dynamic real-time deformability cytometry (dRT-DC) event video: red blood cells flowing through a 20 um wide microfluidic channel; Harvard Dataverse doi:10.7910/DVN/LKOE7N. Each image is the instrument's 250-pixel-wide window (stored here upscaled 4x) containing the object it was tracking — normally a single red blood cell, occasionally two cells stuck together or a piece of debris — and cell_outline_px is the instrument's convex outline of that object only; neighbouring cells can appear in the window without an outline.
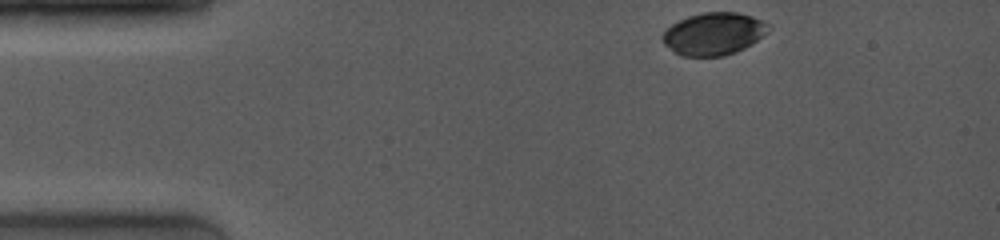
{"species": "common noctule bat (a hibernating species)", "species_latin": "Nyctalus noctula", "temperature_condition": "room temperature", "stored_images_in_passage": 49, "camera_frame_rate_fps": 4000, "um_per_image_px": 0.085, "animal": {"sex": "female", "body_mass_g": 19.0, "forearm_length_mm": 53.3}, "frame": {"image": 1, "passage_image": 1, "time_ms": 0.0, "image_size_px": [1000, 240], "cell_outline_px": [[772, 28], [768, 32], [752, 44], [736, 52], [724, 56], [680, 56], [664, 44], [660, 40], [660, 36], [672, 24], [688, 16], [704, 12], [736, 12], [752, 16], [764, 20], [772, 24]], "centroid_in_image_um": [60.7, 2.87], "position_along_channel_um": 24.3, "area_um2": 26.53}}
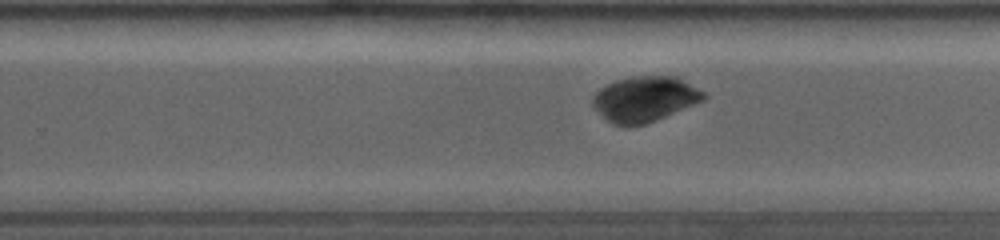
{"frame": {"image": 2, "passage_image": 33, "time_ms": 8.0, "image_size_px": [1000, 240], "cell_outline_px": [[708, 96], [704, 100], [656, 120], [644, 124], [612, 124], [592, 104], [592, 96], [600, 88], [616, 80], [632, 76], [676, 76], [704, 92]], "centroid_in_image_um": [54.82, 8.39], "position_along_channel_um": 275.0, "area_um2": 28.78}}
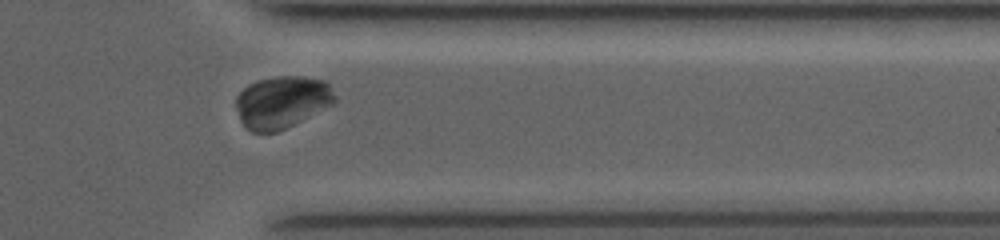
{"frame": {"image": 3, "passage_image": 44, "time_ms": 10.75, "image_size_px": [1000, 240], "cell_outline_px": [[336, 100], [332, 104], [276, 132], [252, 132], [240, 120], [236, 108], [236, 96], [248, 84], [256, 80], [276, 76], [304, 76], [324, 80], [328, 84], [336, 96]], "centroid_in_image_um": [23.94, 8.64], "position_along_channel_um": 387.5, "area_um2": 29.77}, "authors_computed_cell_mechanics": {"area_um2": 29.767, "velocity_mm_per_s": 4.0448, "shape_relaxation_time_tau1_ms": 7.6795, "shape_relaxation_time_tau2_ms": 1.0434, "deformation_change_tau1": 0.2421, "deformation_change_tau2": 0.0246}}